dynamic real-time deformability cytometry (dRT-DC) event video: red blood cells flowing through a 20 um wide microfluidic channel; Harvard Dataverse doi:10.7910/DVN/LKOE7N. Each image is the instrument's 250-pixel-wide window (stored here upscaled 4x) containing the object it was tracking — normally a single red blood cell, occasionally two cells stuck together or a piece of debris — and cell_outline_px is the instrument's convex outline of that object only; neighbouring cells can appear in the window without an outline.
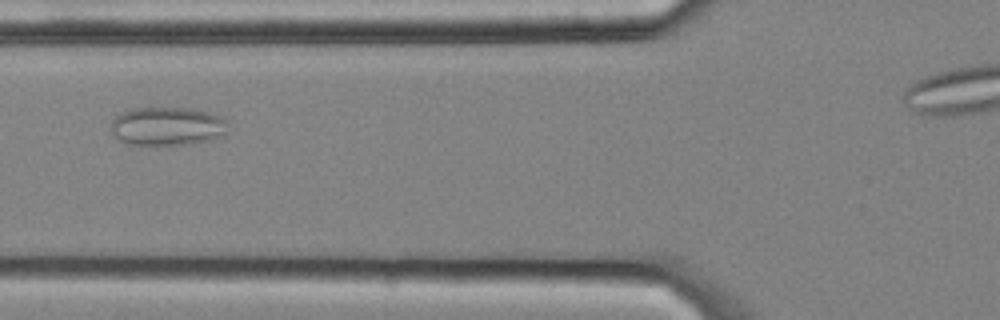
{"species": "common noctule bat (a hibernating species)", "species_latin": "Nyctalus noctula", "temperature_condition": "cold", "stored_images_in_passage": 3, "camera_frame_rate_fps": 3000, "um_per_image_px": 0.085, "animal": {"sex": "male", "body_mass_g": 20.4}, "frame": {"image": 1, "passage_image": 3, "time_ms": 0.667, "image_size_px": [1000, 320], "cell_outline_px": [[228, 120], [224, 132], [220, 136], [208, 140], [192, 144], [148, 148], [124, 144], [112, 132], [112, 120], [116, 116], [132, 108], [192, 108], [208, 112], [220, 116]], "centroid_in_image_um": [14.18, 10.78], "position_along_channel_um": 111.6, "area_um2": 26.99}}